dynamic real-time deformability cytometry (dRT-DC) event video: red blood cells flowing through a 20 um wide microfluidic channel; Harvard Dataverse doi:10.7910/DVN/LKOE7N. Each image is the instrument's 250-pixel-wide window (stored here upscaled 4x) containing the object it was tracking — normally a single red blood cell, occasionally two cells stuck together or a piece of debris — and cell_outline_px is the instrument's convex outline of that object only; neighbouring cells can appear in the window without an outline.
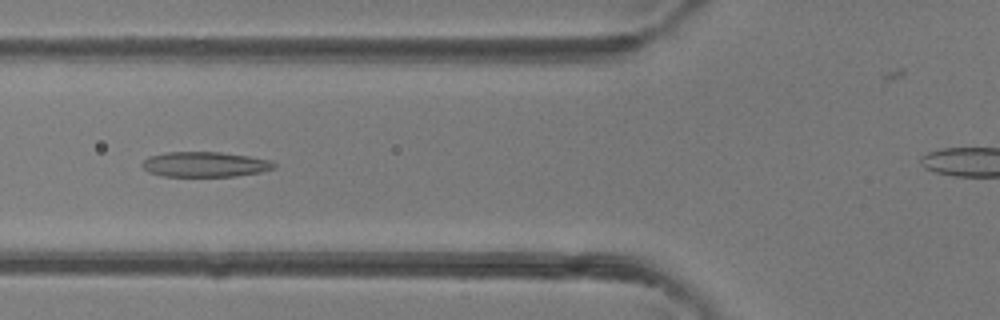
{"species": "common noctule bat (a hibernating species)", "species_latin": "Nyctalus noctula", "temperature_condition": "room temperature", "stored_images_in_passage": 7, "segment_of_instrument_passage": [1, 2], "camera_frame_rate_fps": 3000, "um_per_image_px": 0.085, "animal": {"sex": "female"}, "frame": {"image": 1, "passage_image": 5, "time_ms": 4.667, "image_size_px": [1000, 320], "cell_outline_px": [[276, 168], [260, 172], [236, 176], [160, 176], [148, 172], [140, 164], [148, 156], [168, 152], [220, 152], [248, 156], [272, 160], [276, 164]], "centroid_in_image_um": [17.42, 13.97], "position_along_channel_um": 108.4, "area_um2": 19.42}}
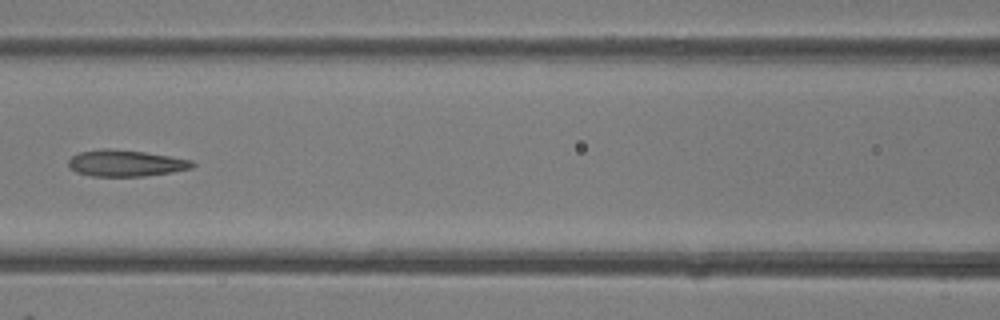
{"frame": {"image": 2, "passage_image": 6, "time_ms": 5.667, "image_size_px": [1000, 320], "cell_outline_px": [[196, 164], [192, 168], [172, 172], [144, 176], [92, 176], [76, 172], [68, 164], [68, 160], [72, 156], [80, 152], [100, 148], [108, 148], [144, 152], [192, 160]], "centroid_in_image_um": [10.68, 13.87], "position_along_channel_um": 155.9, "area_um2": 19.02}}